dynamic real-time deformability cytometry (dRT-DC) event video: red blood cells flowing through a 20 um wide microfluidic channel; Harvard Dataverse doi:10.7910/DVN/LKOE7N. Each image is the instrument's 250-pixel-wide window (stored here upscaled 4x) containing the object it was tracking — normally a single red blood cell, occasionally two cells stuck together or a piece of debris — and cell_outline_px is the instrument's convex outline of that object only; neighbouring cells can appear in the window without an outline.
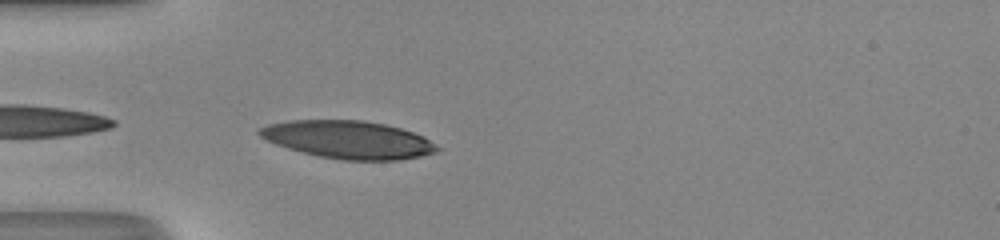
{"species": "human", "species_latin": "Homo sapiens", "temperature_condition": "room temperature", "stored_images_in_passage": 7, "camera_frame_rate_fps": 3000, "um_per_image_px": 0.085, "donor": {"sex": "male"}, "frame": {"image": 1, "passage_image": 1, "time_ms": 0.0, "image_size_px": [1000, 240], "cell_outline_px": [[440, 148], [436, 152], [420, 156], [400, 160], [340, 160], [320, 156], [288, 148], [276, 144], [260, 136], [256, 132], [260, 128], [268, 124], [288, 120], [364, 120], [384, 124], [400, 128], [424, 136]], "centroid_in_image_um": [29.6, 11.87], "position_along_channel_um": 55.4, "area_um2": 38.96}}
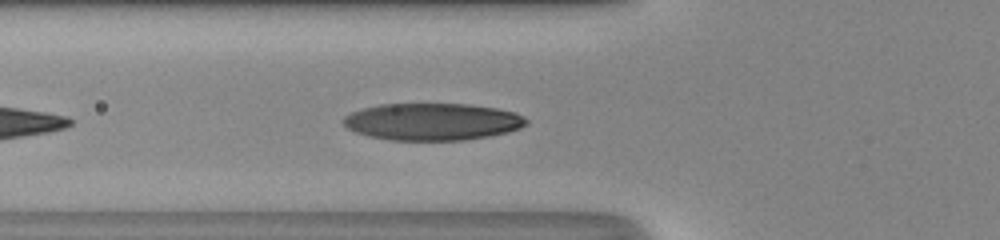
{"frame": {"image": 2, "passage_image": 4, "time_ms": 1.0, "image_size_px": [1000, 240], "cell_outline_px": [[528, 124], [520, 128], [508, 132], [488, 136], [464, 140], [388, 140], [368, 136], [356, 132], [348, 128], [344, 124], [344, 116], [352, 112], [364, 108], [380, 104], [468, 104], [496, 108], [516, 112], [524, 116], [528, 120]], "centroid_in_image_um": [36.79, 10.34], "position_along_channel_um": 89.0, "area_um2": 39.59}}